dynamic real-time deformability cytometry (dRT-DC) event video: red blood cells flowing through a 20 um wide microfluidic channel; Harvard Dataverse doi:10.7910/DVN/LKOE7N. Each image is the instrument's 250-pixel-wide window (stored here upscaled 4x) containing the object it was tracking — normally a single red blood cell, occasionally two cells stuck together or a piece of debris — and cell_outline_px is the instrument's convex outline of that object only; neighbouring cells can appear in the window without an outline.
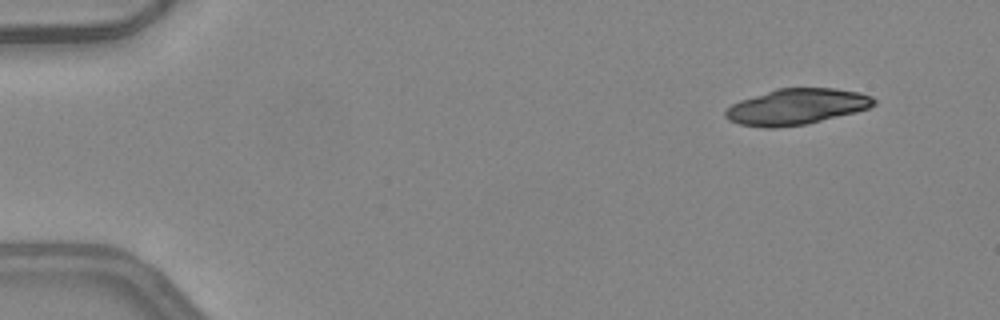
{"species": "common noctule bat (a hibernating species)", "species_latin": "Nyctalus noctula", "temperature_condition": "warm", "stored_images_in_passage": 18, "camera_frame_rate_fps": 3000, "um_per_image_px": 0.085, "animal": {"sex": "female", "body_mass_g": 24.6, "forearm_length_mm": 56.2}, "frame": {"image": 1, "passage_image": 1, "time_ms": 0.0, "image_size_px": [1000, 320], "cell_outline_px": [[876, 104], [868, 108], [856, 112], [808, 124], [772, 128], [764, 128], [740, 124], [728, 120], [724, 116], [724, 112], [732, 104], [740, 100], [776, 88], [836, 88], [856, 92], [872, 96], [876, 100]], "centroid_in_image_um": [67.7, 9.07], "position_along_channel_um": 17.3, "area_um2": 31.15}}